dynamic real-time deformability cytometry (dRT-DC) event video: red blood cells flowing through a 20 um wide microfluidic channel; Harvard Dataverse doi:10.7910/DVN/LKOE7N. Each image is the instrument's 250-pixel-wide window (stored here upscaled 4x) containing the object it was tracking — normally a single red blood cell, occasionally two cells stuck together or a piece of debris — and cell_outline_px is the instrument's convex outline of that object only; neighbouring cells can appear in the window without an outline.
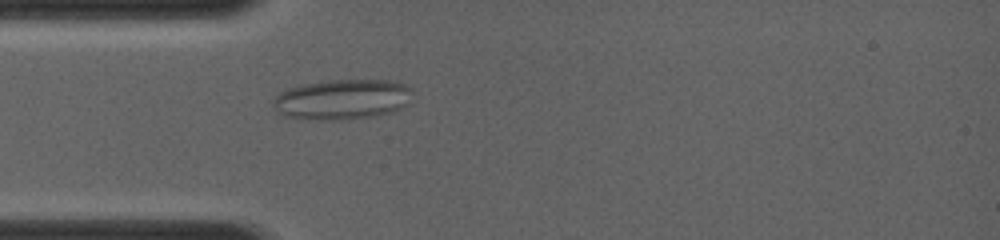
{"species": "common noctule bat (a hibernating species)", "species_latin": "Nyctalus noctula", "temperature_condition": "room temperature", "stored_images_in_passage": 1, "camera_frame_rate_fps": 4000, "um_per_image_px": 0.085, "animal": {"sex": "female", "body_mass_g": 19.0, "forearm_length_mm": 56.7}, "frame": {"image": 1, "passage_image": 1, "time_ms": 0.0, "image_size_px": [1000, 240], "cell_outline_px": [[412, 88], [408, 104], [396, 112], [376, 116], [340, 120], [316, 120], [284, 116], [272, 104], [272, 100], [280, 92], [296, 84], [328, 80], [396, 80], [408, 84]], "centroid_in_image_um": [29.13, 8.44], "position_along_channel_um": 55.9, "area_um2": 33.35}}